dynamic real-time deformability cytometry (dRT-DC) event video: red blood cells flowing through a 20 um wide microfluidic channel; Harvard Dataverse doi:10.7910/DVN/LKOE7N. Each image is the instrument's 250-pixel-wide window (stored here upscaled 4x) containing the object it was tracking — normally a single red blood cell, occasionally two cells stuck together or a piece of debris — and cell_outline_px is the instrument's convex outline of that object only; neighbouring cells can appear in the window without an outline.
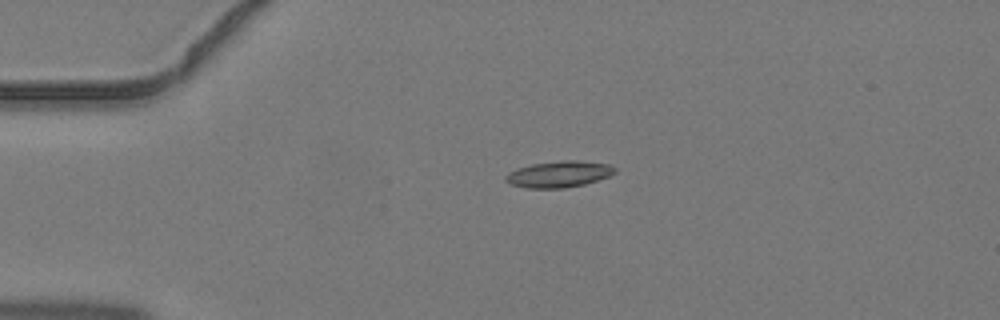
{"species": "common noctule bat (a hibernating species)", "species_latin": "Nyctalus noctula", "temperature_condition": "warm", "stored_images_in_passage": 5, "camera_frame_rate_fps": 3000, "um_per_image_px": 0.085, "animal": {"sex": "male", "body_mass_g": 19.2, "forearm_length_mm": 51.8}, "frame": {"image": 1, "passage_image": 4, "time_ms": 1.0, "image_size_px": [1000, 320], "cell_outline_px": [[616, 172], [608, 176], [584, 184], [564, 188], [528, 188], [508, 184], [504, 180], [504, 176], [508, 172], [516, 168], [532, 164], [564, 160], [580, 160], [608, 164], [616, 168]], "centroid_in_image_um": [47.46, 14.8], "position_along_channel_um": 37.5, "area_um2": 16.82}}